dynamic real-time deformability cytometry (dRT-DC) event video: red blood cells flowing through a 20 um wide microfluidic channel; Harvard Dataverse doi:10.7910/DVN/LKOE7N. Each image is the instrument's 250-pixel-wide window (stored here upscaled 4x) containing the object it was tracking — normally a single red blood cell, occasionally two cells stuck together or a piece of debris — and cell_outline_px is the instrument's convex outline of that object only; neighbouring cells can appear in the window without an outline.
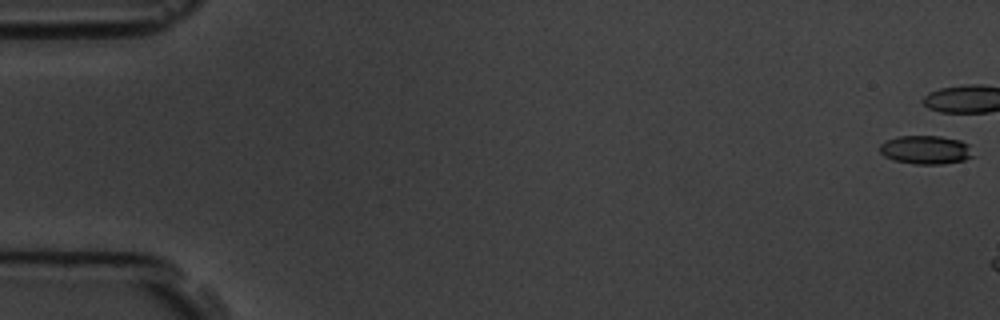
{"species": "common noctule bat (a hibernating species)", "species_latin": "Nyctalus noctula", "temperature_condition": "room temperature", "stored_images_in_passage": 3, "camera_frame_rate_fps": 3000, "um_per_image_px": 0.085, "animal": {"sex": "male", "body_mass_g": 19.5, "forearm_length_mm": 54.6}, "frame": {"image": 1, "passage_image": 1, "time_ms": 0.0, "image_size_px": [1000, 320], "cell_outline_px": [[972, 156], [964, 160], [944, 164], [916, 164], [896, 160], [884, 156], [880, 152], [880, 144], [888, 140], [900, 136], [940, 136], [960, 140], [968, 144]], "centroid_in_image_um": [78.69, 12.73], "position_along_channel_um": 6.3, "area_um2": 15.32}}